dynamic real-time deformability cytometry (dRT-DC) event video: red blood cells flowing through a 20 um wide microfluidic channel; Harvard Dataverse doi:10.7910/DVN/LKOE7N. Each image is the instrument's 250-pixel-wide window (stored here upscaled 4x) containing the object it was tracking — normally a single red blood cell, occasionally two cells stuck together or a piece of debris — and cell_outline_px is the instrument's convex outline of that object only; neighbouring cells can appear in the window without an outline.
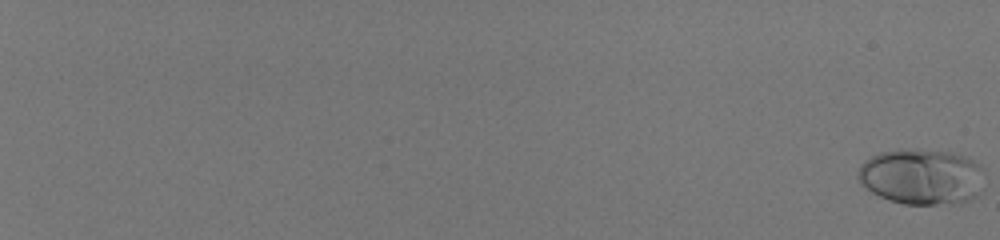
{"species": "human", "species_latin": "Homo sapiens", "temperature_condition": "room temperature", "stored_images_in_passage": 16, "camera_frame_rate_fps": 3000, "um_per_image_px": 0.085, "donor": {"sex": "male"}, "frame": {"image": 1, "passage_image": 1, "time_ms": 0.0, "image_size_px": [1000, 240], "cell_outline_px": [[984, 188], [972, 200], [936, 204], [904, 204], [888, 200], [872, 192], [860, 184], [856, 176], [860, 164], [864, 160], [880, 152], [952, 152], [964, 156], [980, 164], [984, 168]], "centroid_in_image_um": [78.37, 15.06], "position_along_channel_um": 6.6, "area_um2": 40.69}}